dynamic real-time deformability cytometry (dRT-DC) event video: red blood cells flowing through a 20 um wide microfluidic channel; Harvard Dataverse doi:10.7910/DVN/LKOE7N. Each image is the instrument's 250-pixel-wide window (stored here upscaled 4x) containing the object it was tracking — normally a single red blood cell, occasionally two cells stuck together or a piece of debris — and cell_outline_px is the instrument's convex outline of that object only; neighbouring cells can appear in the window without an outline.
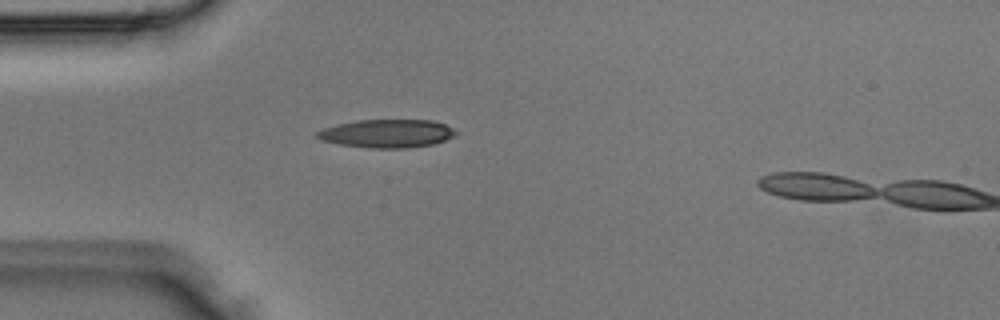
{"species": "Egyptian fruit bat (a non-hibernating species)", "species_latin": "Rousettus aegyptiacus", "temperature_condition": "room temperature", "stored_images_in_passage": 5, "camera_frame_rate_fps": 3000, "um_per_image_px": 0.085, "animal": {"sex": "male"}, "frame": {"image": 1, "passage_image": 4, "time_ms": 1.0, "image_size_px": [1000, 320], "cell_outline_px": [[460, 132], [444, 140], [432, 144], [404, 148], [368, 148], [340, 144], [320, 140], [316, 136], [316, 132], [324, 128], [336, 124], [356, 120], [432, 120], [444, 124]], "centroid_in_image_um": [32.87, 11.34], "position_along_channel_um": 52.1, "area_um2": 22.77}}